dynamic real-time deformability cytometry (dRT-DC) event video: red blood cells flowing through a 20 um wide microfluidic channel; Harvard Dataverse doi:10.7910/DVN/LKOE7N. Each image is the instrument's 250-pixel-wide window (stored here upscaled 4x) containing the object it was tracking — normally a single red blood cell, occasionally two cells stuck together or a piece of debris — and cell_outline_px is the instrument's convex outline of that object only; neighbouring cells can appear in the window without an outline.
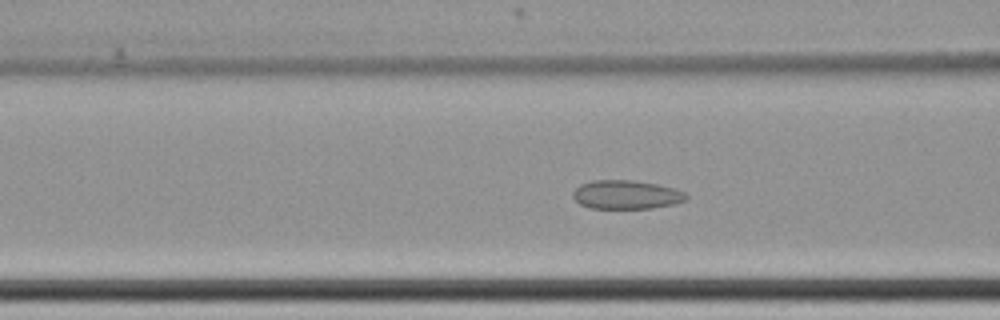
{"species": "common noctule bat (a hibernating species)", "species_latin": "Nyctalus noctula", "temperature_condition": "cold", "stored_images_in_passage": 56, "camera_frame_rate_fps": 3000, "um_per_image_px": 0.085, "animal": {"sex": "female", "body_mass_g": 22.7, "forearm_length_mm": 54.2}, "frame": {"image": 1, "passage_image": 28, "time_ms": 9.0, "image_size_px": [1000, 320], "cell_outline_px": [[688, 200], [672, 204], [652, 208], [592, 208], [580, 204], [572, 196], [572, 192], [580, 184], [592, 180], [632, 180], [656, 184], [676, 188], [684, 192], [688, 196]], "centroid_in_image_um": [53.24, 16.54], "position_along_channel_um": 113.4, "area_um2": 19.02}}
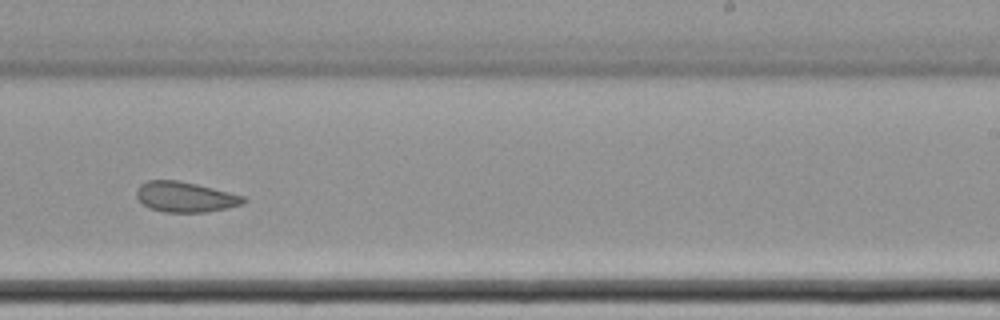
{"frame": {"image": 2, "passage_image": 42, "time_ms": 13.667, "image_size_px": [1000, 320], "cell_outline_px": [[248, 200], [244, 204], [204, 212], [164, 212], [152, 208], [144, 204], [136, 196], [136, 188], [140, 184], [148, 180], [180, 180], [244, 196]], "centroid_in_image_um": [15.74, 16.73], "position_along_channel_um": 273.3, "area_um2": 18.73}}
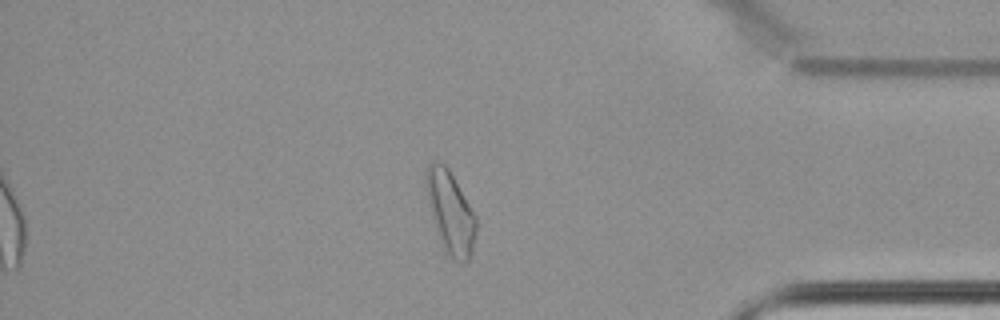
{"frame": {"image": 3, "passage_image": 55, "time_ms": 18.0, "image_size_px": [1000, 320], "cell_outline_px": [[476, 228], [472, 248], [468, 260], [460, 264], [448, 256], [444, 248], [432, 216], [428, 204], [424, 180], [424, 172], [428, 164], [432, 160], [440, 160], [448, 168], [476, 216]], "centroid_in_image_um": [38.25, 17.99], "position_along_channel_um": 397.0, "area_um2": 23.81}, "authors_computed_cell_mechanics": {"area_um2": 20.8658, "velocity_mm_per_s": 3.43, "shape_relaxation_time_tau1_ms": null, "shape_relaxation_time_tau2_ms": 2.3556, "deformation_change_tau1": null, "deformation_change_tau2": 0.0741}}